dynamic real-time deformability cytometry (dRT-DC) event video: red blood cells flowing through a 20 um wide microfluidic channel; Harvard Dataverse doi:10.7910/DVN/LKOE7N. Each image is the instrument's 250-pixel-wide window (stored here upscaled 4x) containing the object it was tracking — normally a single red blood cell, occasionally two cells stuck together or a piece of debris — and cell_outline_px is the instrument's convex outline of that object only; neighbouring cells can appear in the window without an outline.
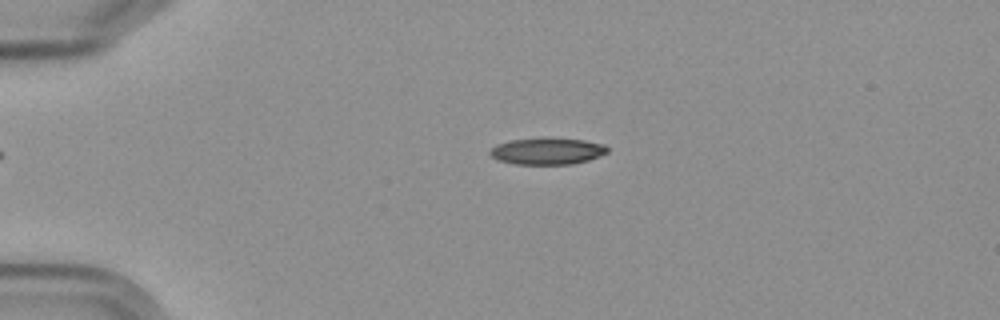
{"species": "Egyptian fruit bat (a non-hibernating species)", "species_latin": "Rousettus aegyptiacus", "temperature_condition": "cold", "stored_images_in_passage": 2, "camera_frame_rate_fps": 3000, "um_per_image_px": 0.085, "frame": {"image": 1, "passage_image": 1, "time_ms": 0.0, "image_size_px": [1000, 320], "cell_outline_px": [[608, 152], [588, 160], [572, 164], [516, 164], [500, 160], [492, 156], [488, 152], [496, 144], [512, 140], [584, 140], [604, 144], [608, 148]], "centroid_in_image_um": [46.53, 12.88], "position_along_channel_um": 38.5, "area_um2": 17.4}}